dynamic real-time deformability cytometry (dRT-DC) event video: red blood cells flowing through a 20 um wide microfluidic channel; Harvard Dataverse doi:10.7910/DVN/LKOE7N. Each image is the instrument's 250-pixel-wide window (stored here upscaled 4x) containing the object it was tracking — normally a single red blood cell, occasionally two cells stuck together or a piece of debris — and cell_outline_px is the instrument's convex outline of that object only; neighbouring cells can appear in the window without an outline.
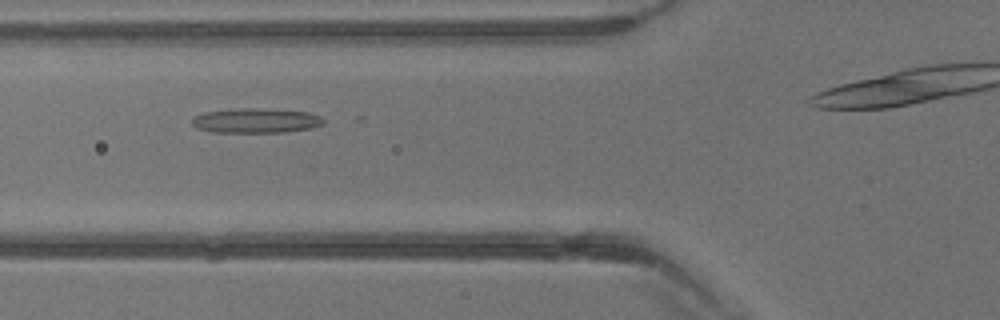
{"species": "common noctule bat (a hibernating species)", "species_latin": "Nyctalus noctula", "temperature_condition": "warm", "stored_images_in_passage": 26, "camera_frame_rate_fps": 3000, "um_per_image_px": 0.085, "animal": {"sex": "male", "body_mass_g": 13.3}, "frame": {"image": 1, "passage_image": 8, "time_ms": 2.333, "image_size_px": [1000, 320], "cell_outline_px": [[324, 124], [312, 128], [284, 132], [212, 132], [196, 128], [192, 124], [192, 120], [196, 116], [204, 112], [236, 108], [260, 108], [308, 112], [320, 116], [324, 120]], "centroid_in_image_um": [21.76, 10.25], "position_along_channel_um": 104.0, "area_um2": 18.96}}
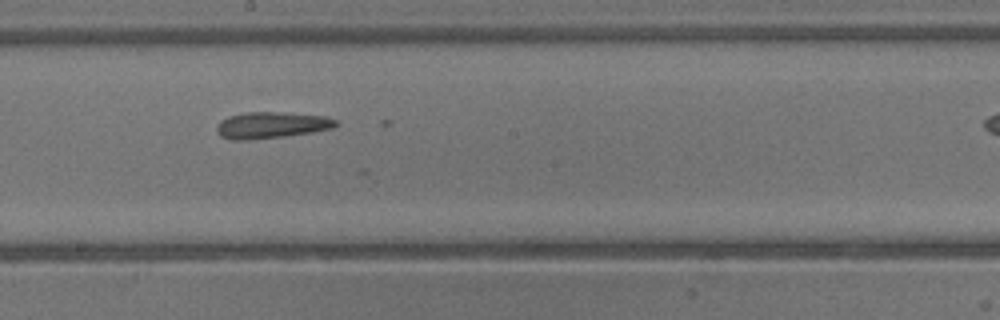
{"frame": {"image": 2, "passage_image": 15, "time_ms": 4.667, "image_size_px": [1000, 320], "cell_outline_px": [[340, 124], [332, 128], [312, 132], [284, 136], [248, 140], [232, 140], [220, 136], [216, 132], [216, 124], [220, 120], [228, 116], [244, 112], [280, 112], [328, 116], [336, 120]], "centroid_in_image_um": [23.04, 10.63], "position_along_channel_um": 225.2, "area_um2": 18.55}}
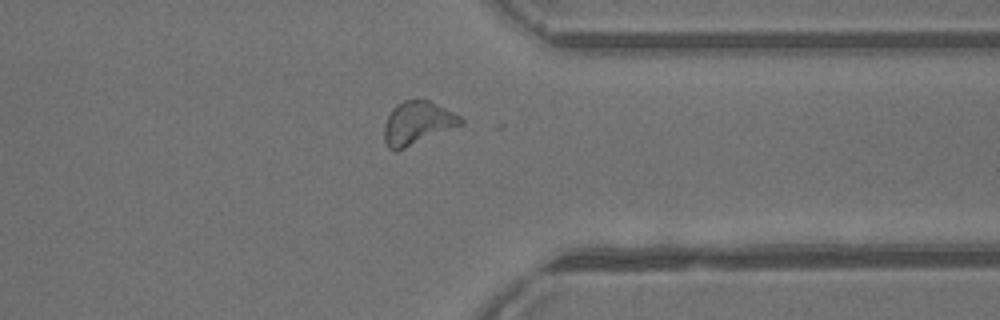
{"frame": {"image": 3, "passage_image": 24, "time_ms": 7.667, "image_size_px": [1000, 320], "cell_outline_px": [[464, 124], [396, 152], [392, 152], [388, 148], [384, 140], [384, 124], [392, 108], [396, 104], [404, 100], [428, 100], [460, 116], [464, 120]], "centroid_in_image_um": [35.45, 10.48], "position_along_channel_um": 375.9, "area_um2": 19.31}}